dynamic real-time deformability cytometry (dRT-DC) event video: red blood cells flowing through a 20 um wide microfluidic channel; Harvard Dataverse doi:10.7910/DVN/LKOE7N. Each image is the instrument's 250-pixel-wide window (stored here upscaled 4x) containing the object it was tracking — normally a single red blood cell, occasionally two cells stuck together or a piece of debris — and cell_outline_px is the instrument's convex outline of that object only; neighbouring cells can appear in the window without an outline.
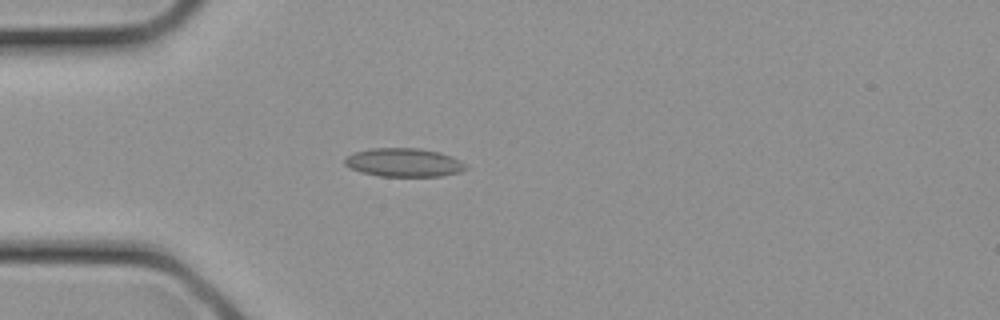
{"species": "common noctule bat (a hibernating species)", "species_latin": "Nyctalus noctula", "temperature_condition": "cold", "stored_images_in_passage": 24, "camera_frame_rate_fps": 3000, "um_per_image_px": 0.085, "animal": {"sex": "female", "body_mass_g": 21.9}, "frame": {"image": 1, "passage_image": 4, "time_ms": 1.0, "image_size_px": [1000, 320], "cell_outline_px": [[468, 168], [460, 172], [440, 176], [380, 176], [360, 172], [344, 164], [344, 156], [352, 152], [372, 148], [420, 148], [440, 152], [452, 156], [460, 160]], "centroid_in_image_um": [34.3, 13.8], "position_along_channel_um": 50.7, "area_um2": 20.29}}
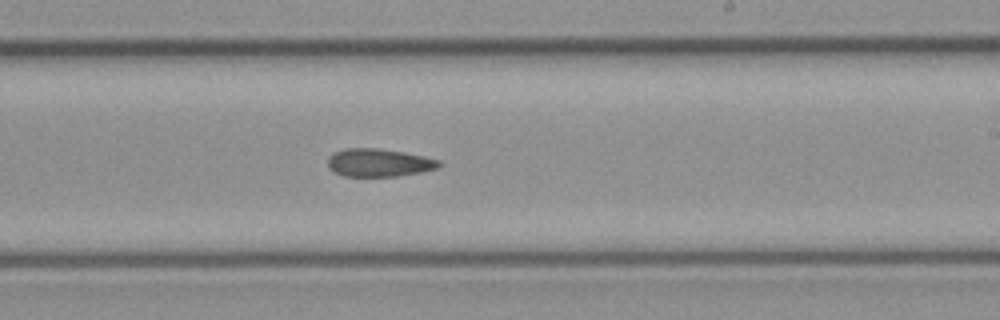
{"frame": {"image": 2, "passage_image": 13, "time_ms": 4.0, "image_size_px": [1000, 320], "cell_outline_px": [[440, 164], [436, 168], [420, 172], [396, 176], [344, 176], [328, 168], [328, 156], [332, 152], [344, 148], [380, 148], [404, 152], [424, 156], [440, 160]], "centroid_in_image_um": [32.16, 13.81], "position_along_channel_um": 256.8, "area_um2": 18.15}}
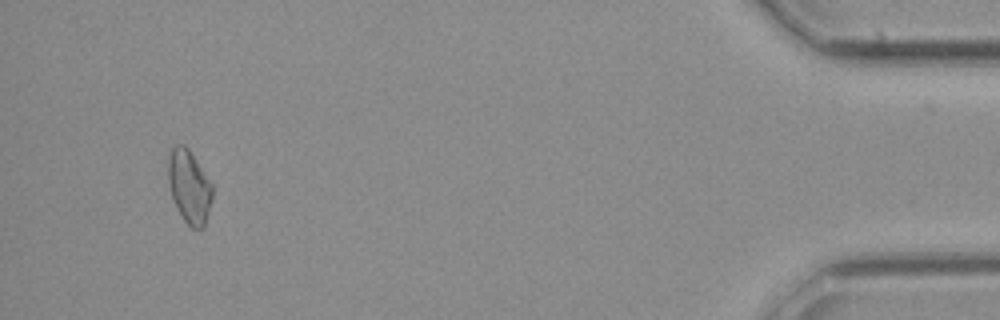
{"frame": {"image": 3, "passage_image": 23, "time_ms": 7.333, "image_size_px": [1000, 320], "cell_outline_px": [[212, 200], [204, 228], [192, 228], [184, 220], [176, 208], [168, 184], [168, 152], [176, 144], [184, 144], [188, 148], [212, 184]], "centroid_in_image_um": [16.07, 15.86], "position_along_channel_um": 419.1, "area_um2": 18.9}}